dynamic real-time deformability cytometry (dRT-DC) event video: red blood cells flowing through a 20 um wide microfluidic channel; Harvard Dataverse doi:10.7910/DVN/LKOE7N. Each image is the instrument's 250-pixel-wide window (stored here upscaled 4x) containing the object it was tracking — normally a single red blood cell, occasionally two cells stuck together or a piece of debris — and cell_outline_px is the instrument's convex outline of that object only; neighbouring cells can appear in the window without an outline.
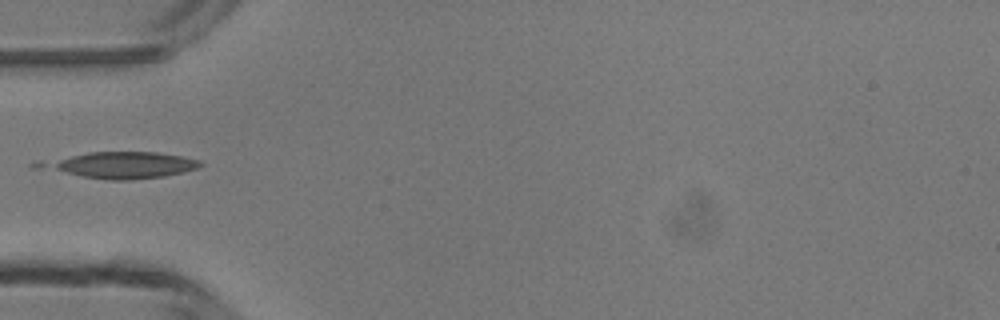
{"species": "common noctule bat (a hibernating species)", "species_latin": "Nyctalus noctula", "temperature_condition": "room temperature", "stored_images_in_passage": 1, "camera_frame_rate_fps": 3000, "um_per_image_px": 0.085, "animal": {"sex": "male", "body_mass_g": 13.3}, "frame": {"image": 1, "passage_image": 1, "time_ms": 0.0, "image_size_px": [1000, 320], "cell_outline_px": [[204, 164], [196, 168], [164, 176], [128, 180], [108, 180], [32, 168], [28, 164], [40, 160], [88, 152], [156, 152], [180, 156], [200, 160]], "centroid_in_image_um": [10.08, 14.02], "position_along_channel_um": 74.9, "area_um2": 24.97}}